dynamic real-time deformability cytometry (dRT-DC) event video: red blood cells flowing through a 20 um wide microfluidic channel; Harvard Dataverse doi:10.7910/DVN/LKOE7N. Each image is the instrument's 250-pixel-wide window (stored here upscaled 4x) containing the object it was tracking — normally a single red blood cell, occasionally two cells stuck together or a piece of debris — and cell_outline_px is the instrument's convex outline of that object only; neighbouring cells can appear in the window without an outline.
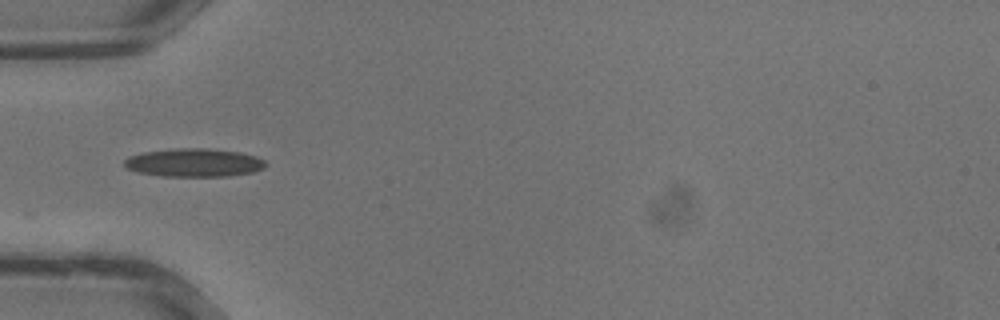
{"species": "common noctule bat (a hibernating species)", "species_latin": "Nyctalus noctula", "temperature_condition": "warm", "stored_images_in_passage": 17, "camera_frame_rate_fps": 3000, "um_per_image_px": 0.085, "animal": {"sex": "male", "body_mass_g": 13.3}, "frame": {"image": 1, "passage_image": 1, "time_ms": 0.0, "image_size_px": [1000, 320], "cell_outline_px": [[268, 164], [264, 168], [252, 172], [228, 176], [160, 176], [136, 172], [124, 168], [124, 160], [128, 156], [144, 152], [180, 148], [208, 148], [240, 152], [256, 156], [264, 160]], "centroid_in_image_um": [16.47, 13.83], "position_along_channel_um": 68.5, "area_um2": 23.47}}
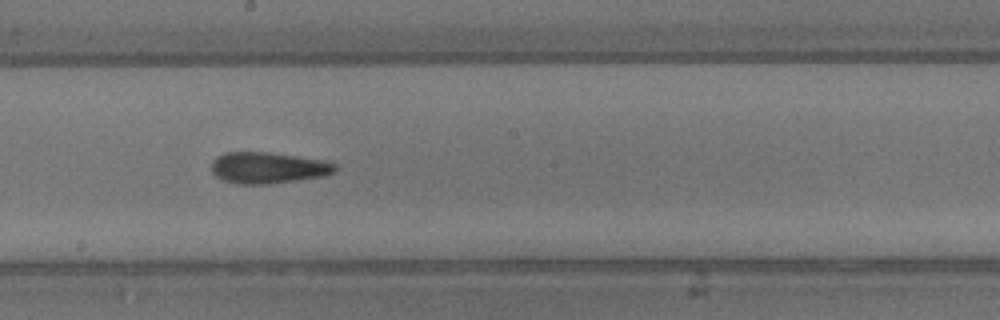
{"frame": {"image": 2, "passage_image": 9, "time_ms": 2.667, "image_size_px": [1000, 320], "cell_outline_px": [[336, 172], [324, 176], [268, 184], [240, 184], [224, 180], [216, 176], [212, 172], [212, 160], [216, 156], [224, 152], [268, 152], [324, 160], [336, 164]], "centroid_in_image_um": [22.78, 14.25], "position_along_channel_um": 225.4, "area_um2": 22.54}}
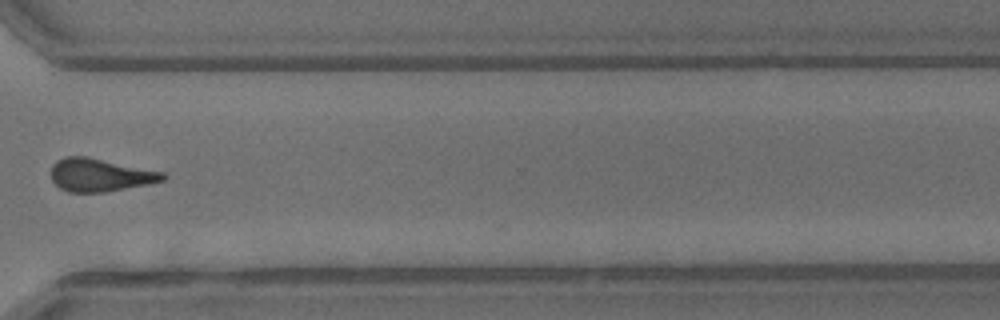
{"frame": {"image": 3, "passage_image": 16, "time_ms": 5.0, "image_size_px": [1000, 320], "cell_outline_px": [[168, 176], [164, 180], [148, 184], [104, 192], [68, 192], [60, 188], [52, 180], [52, 164], [56, 160], [64, 156], [88, 156], [164, 172]], "centroid_in_image_um": [8.5, 14.86], "position_along_channel_um": 362.1, "area_um2": 21.56}}